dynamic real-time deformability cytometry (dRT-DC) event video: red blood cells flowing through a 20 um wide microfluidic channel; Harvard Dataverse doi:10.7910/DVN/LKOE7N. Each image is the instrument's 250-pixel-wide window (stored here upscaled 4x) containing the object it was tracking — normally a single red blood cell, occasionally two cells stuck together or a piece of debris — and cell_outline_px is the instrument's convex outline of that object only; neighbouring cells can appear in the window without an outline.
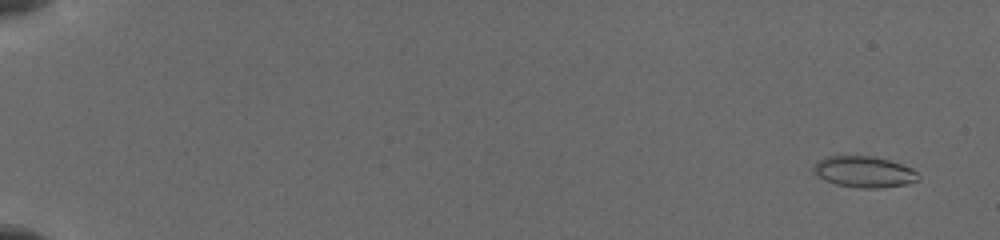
{"species": "common noctule bat (a hibernating species)", "species_latin": "Nyctalus noctula", "temperature_condition": "cold", "stored_images_in_passage": 53, "camera_frame_rate_fps": 3000, "um_per_image_px": 0.085, "animal": {"sex": "female", "body_mass_g": 19.5, "forearm_length_mm": 54.1}, "frame": {"image": 1, "passage_image": 6, "time_ms": 1.0, "image_size_px": [1000, 240], "cell_outline_px": [[920, 180], [908, 184], [876, 188], [860, 188], [836, 184], [824, 180], [812, 168], [816, 160], [824, 156], [876, 156], [912, 168], [920, 176]], "centroid_in_image_um": [73.45, 14.6], "position_along_channel_um": 11.5, "area_um2": 19.07}}
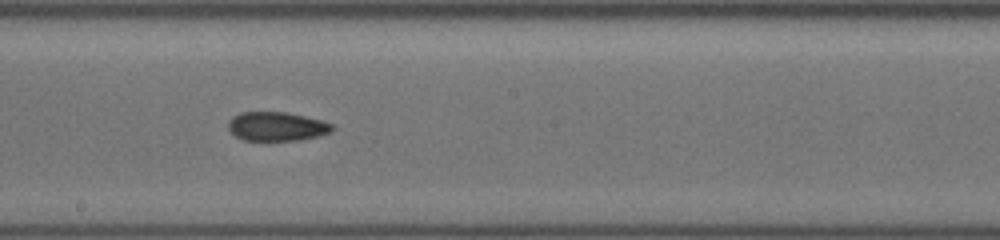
{"frame": {"image": 2, "passage_image": 25, "time_ms": 11.0, "image_size_px": [1000, 240], "cell_outline_px": [[336, 128], [332, 132], [300, 140], [244, 140], [236, 136], [228, 128], [228, 120], [232, 116], [240, 112], [284, 112], [304, 116], [320, 120], [332, 124]], "centroid_in_image_um": [23.51, 10.74], "position_along_channel_um": 224.7, "area_um2": 17.51}}
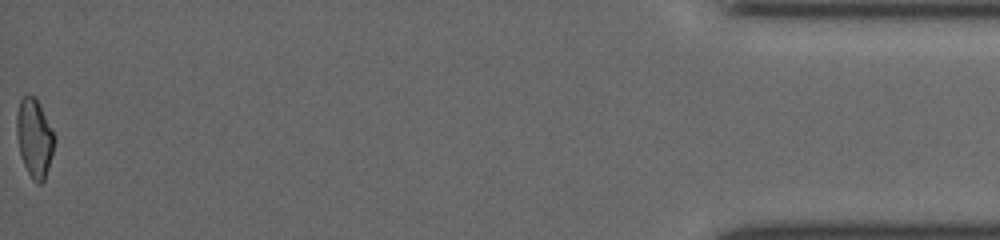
{"frame": {"image": 3, "passage_image": 52, "time_ms": 18.333, "image_size_px": [1000, 240], "cell_outline_px": [[56, 140], [48, 168], [44, 180], [40, 184], [36, 184], [32, 180], [20, 156], [16, 132], [16, 116], [20, 100], [24, 96], [36, 96], [56, 136]], "centroid_in_image_um": [2.93, 11.73], "position_along_channel_um": 432.3, "area_um2": 17.46}}